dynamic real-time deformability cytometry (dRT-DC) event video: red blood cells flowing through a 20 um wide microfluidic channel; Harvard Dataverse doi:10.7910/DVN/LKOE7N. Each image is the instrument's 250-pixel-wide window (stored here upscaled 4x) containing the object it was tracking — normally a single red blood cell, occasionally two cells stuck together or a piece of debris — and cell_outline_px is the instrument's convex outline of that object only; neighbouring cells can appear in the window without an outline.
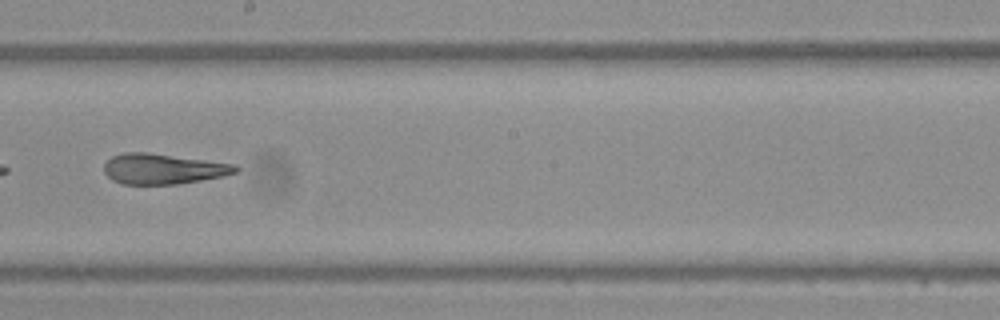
{"species": "Egyptian fruit bat (a non-hibernating species)", "species_latin": "Rousettus aegyptiacus", "temperature_condition": "warm", "stored_images_in_passage": 51, "camera_frame_rate_fps": 3000, "um_per_image_px": 0.085, "frame": {"image": 1, "passage_image": 30, "time_ms": 9.667, "image_size_px": [1000, 320], "cell_outline_px": [[240, 168], [236, 172], [224, 176], [176, 184], [120, 184], [112, 180], [104, 172], [104, 164], [112, 156], [124, 152], [148, 152], [236, 164]], "centroid_in_image_um": [13.86, 14.35], "position_along_channel_um": 234.3, "area_um2": 23.35}, "authors_computed_cell_mechanics": {"area_um2": 24.6228, "velocity_mm_per_s": 3.838, "shape_relaxation_time_tau1_ms": 6.9608, "shape_relaxation_time_tau2_ms": 1.8722, "deformation_change_tau1": 0.2288, "deformation_change_tau2": 0.1177}}